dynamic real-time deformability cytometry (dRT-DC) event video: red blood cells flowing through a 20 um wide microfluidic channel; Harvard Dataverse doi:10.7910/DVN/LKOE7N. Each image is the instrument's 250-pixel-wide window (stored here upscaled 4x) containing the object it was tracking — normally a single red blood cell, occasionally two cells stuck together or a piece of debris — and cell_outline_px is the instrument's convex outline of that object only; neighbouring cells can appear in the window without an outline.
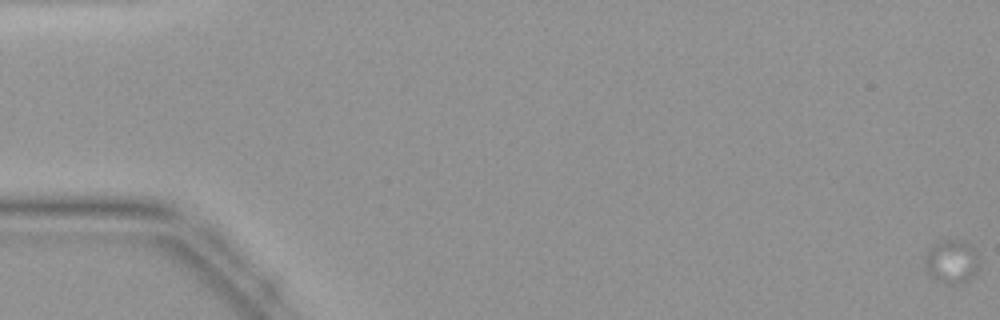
{"species": "common noctule bat (a hibernating species)", "species_latin": "Nyctalus noctula", "temperature_condition": "warm", "stored_images_in_passage": 28, "camera_frame_rate_fps": 3000, "um_per_image_px": 0.085, "animal": {"sex": "female", "body_mass_g": 19.9}, "frame": {"image": 1, "passage_image": 1, "time_ms": 0.0, "image_size_px": [1000, 320], "cell_outline_px": [[980, 256], [976, 272], [968, 280], [960, 284], [944, 284], [932, 276], [928, 272], [924, 264], [924, 260], [928, 248], [932, 244], [940, 240], [964, 240], [972, 244]], "centroid_in_image_um": [80.91, 22.2], "position_along_channel_um": 4.1, "area_um2": 14.16}}
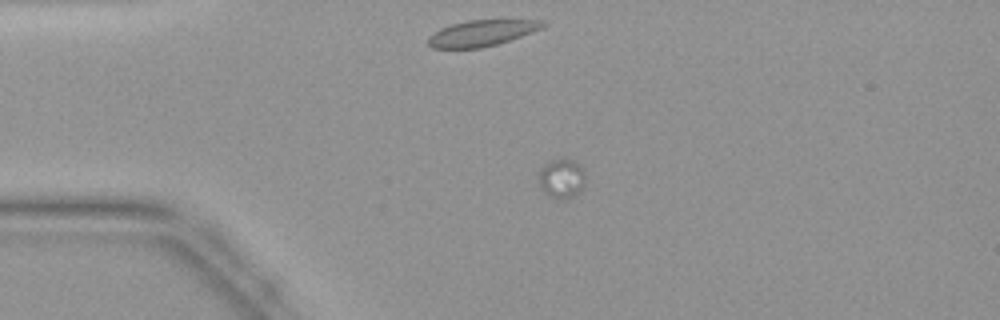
{"frame": {"image": 2, "passage_image": 13, "time_ms": 4.0, "image_size_px": [1000, 320], "cell_outline_px": [[584, 184], [580, 192], [576, 196], [560, 200], [556, 200], [548, 196], [540, 188], [540, 168], [544, 164], [560, 156], [572, 160], [584, 168]], "centroid_in_image_um": [47.75, 15.17], "position_along_channel_um": 37.3, "area_um2": 11.04}}